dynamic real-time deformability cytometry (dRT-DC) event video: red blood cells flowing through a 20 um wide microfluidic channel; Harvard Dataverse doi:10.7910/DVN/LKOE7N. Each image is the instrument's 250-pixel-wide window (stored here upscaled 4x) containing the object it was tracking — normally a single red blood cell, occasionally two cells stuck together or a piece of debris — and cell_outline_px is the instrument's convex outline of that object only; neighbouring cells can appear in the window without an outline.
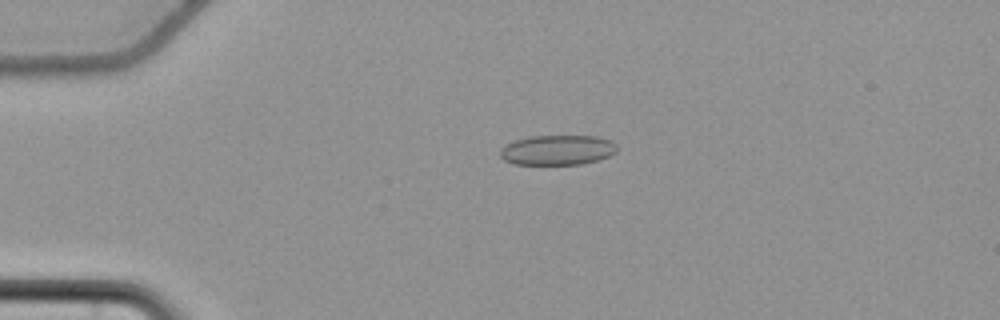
{"species": "common noctule bat (a hibernating species)", "species_latin": "Nyctalus noctula", "temperature_condition": "cold", "stored_images_in_passage": 57, "camera_frame_rate_fps": 3000, "um_per_image_px": 0.085, "animal": {"sex": "female", "body_mass_g": 22.7, "forearm_length_mm": 54.2}, "frame": {"image": 1, "passage_image": 14, "time_ms": 4.333, "image_size_px": [1000, 320], "cell_outline_px": [[616, 152], [608, 156], [596, 160], [580, 164], [512, 164], [504, 160], [500, 156], [500, 148], [516, 140], [528, 136], [596, 136], [612, 140], [616, 144]], "centroid_in_image_um": [47.37, 12.75], "position_along_channel_um": 37.6, "area_um2": 20.35}}
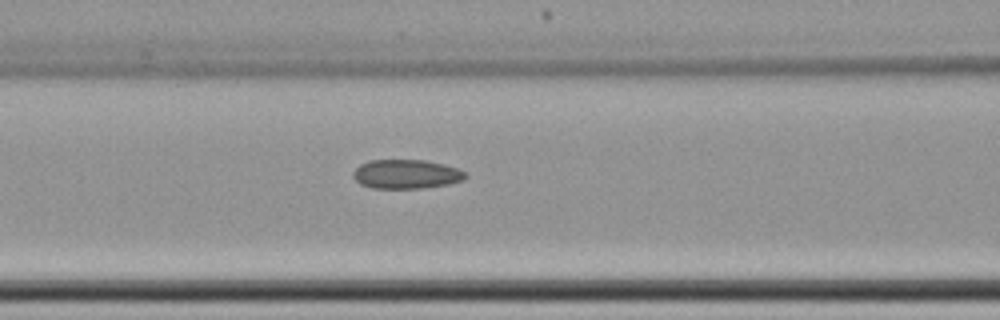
{"frame": {"image": 2, "passage_image": 25, "time_ms": 8.0, "image_size_px": [1000, 320], "cell_outline_px": [[468, 176], [464, 180], [448, 184], [424, 188], [372, 188], [360, 184], [352, 176], [352, 172], [360, 164], [368, 160], [424, 160], [444, 164], [456, 168], [464, 172]], "centroid_in_image_um": [34.51, 14.8], "position_along_channel_um": 132.1, "area_um2": 19.13}}
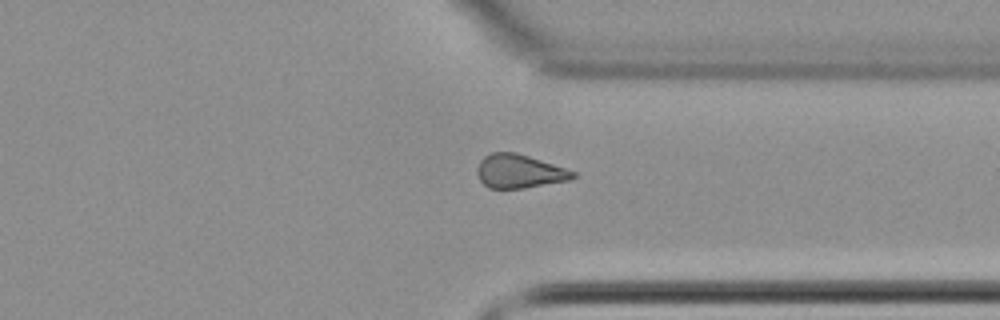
{"frame": {"image": 3, "passage_image": 44, "time_ms": 14.333, "image_size_px": [1000, 320], "cell_outline_px": [[576, 176], [572, 180], [524, 188], [488, 188], [480, 180], [476, 172], [476, 168], [480, 160], [484, 156], [492, 152], [516, 152], [576, 172]], "centroid_in_image_um": [44.12, 14.56], "position_along_channel_um": 367.3, "area_um2": 18.79}, "authors_computed_cell_mechanics": {"area_um2": 19.3052, "velocity_mm_per_s": 3.714, "shape_relaxation_time_tau1_ms": null, "shape_relaxation_time_tau2_ms": 2.881, "deformation_change_tau1": null, "deformation_change_tau2": 0.083}}